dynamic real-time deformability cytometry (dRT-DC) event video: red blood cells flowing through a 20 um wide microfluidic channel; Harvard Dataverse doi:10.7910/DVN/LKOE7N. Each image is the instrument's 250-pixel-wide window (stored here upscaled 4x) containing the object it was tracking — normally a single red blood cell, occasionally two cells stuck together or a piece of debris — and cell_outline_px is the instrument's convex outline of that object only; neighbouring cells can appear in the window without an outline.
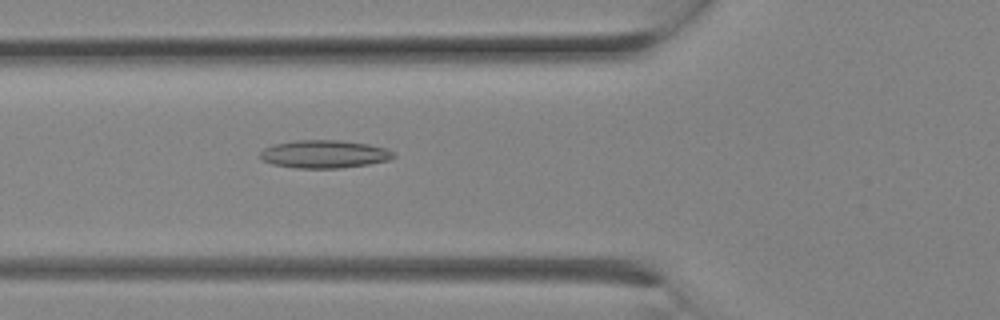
{"species": "Egyptian fruit bat (a non-hibernating species)", "species_latin": "Rousettus aegyptiacus", "temperature_condition": "room temperature", "stored_images_in_passage": 8, "camera_frame_rate_fps": 3000, "um_per_image_px": 0.085, "animal": {"sex": "female"}, "frame": {"image": 1, "passage_image": 8, "time_ms": 2.333, "image_size_px": [1000, 320], "cell_outline_px": [[396, 156], [388, 160], [368, 164], [340, 168], [296, 168], [272, 164], [264, 160], [260, 156], [260, 152], [264, 148], [272, 144], [296, 140], [340, 140], [368, 144], [388, 148]], "centroid_in_image_um": [27.56, 13.09], "position_along_channel_um": 98.2, "area_um2": 21.73}}